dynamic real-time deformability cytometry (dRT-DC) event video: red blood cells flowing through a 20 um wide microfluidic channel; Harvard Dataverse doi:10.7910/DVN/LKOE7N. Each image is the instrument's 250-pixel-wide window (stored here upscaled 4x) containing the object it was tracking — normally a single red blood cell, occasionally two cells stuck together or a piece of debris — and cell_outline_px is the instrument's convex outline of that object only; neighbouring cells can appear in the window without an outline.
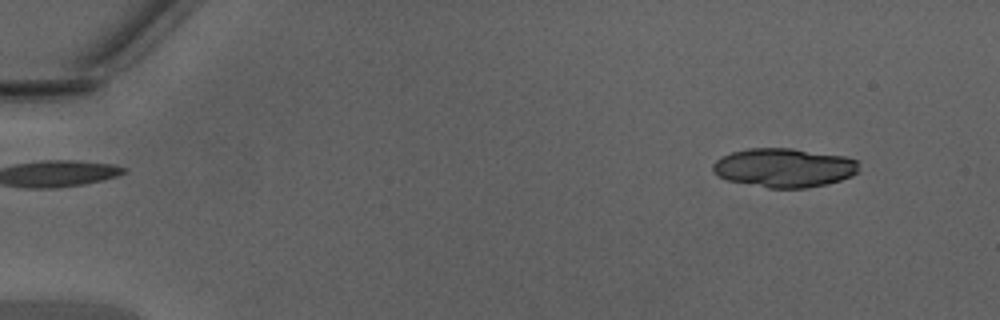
{"species": "Egyptian fruit bat (a non-hibernating species)", "species_latin": "Rousettus aegyptiacus", "temperature_condition": "warm", "stored_images_in_passage": 6, "camera_frame_rate_fps": 3000, "um_per_image_px": 0.085, "animal": {"sex": "male"}, "frame": {"image": 1, "passage_image": 4, "time_ms": 1.0, "image_size_px": [1000, 320], "cell_outline_px": [[860, 172], [852, 176], [840, 180], [824, 184], [804, 188], [768, 188], [728, 180], [716, 176], [712, 172], [712, 164], [720, 156], [732, 152], [748, 148], [792, 148], [844, 156], [856, 160]], "centroid_in_image_um": [66.61, 14.25], "position_along_channel_um": 18.4, "area_um2": 33.35}}